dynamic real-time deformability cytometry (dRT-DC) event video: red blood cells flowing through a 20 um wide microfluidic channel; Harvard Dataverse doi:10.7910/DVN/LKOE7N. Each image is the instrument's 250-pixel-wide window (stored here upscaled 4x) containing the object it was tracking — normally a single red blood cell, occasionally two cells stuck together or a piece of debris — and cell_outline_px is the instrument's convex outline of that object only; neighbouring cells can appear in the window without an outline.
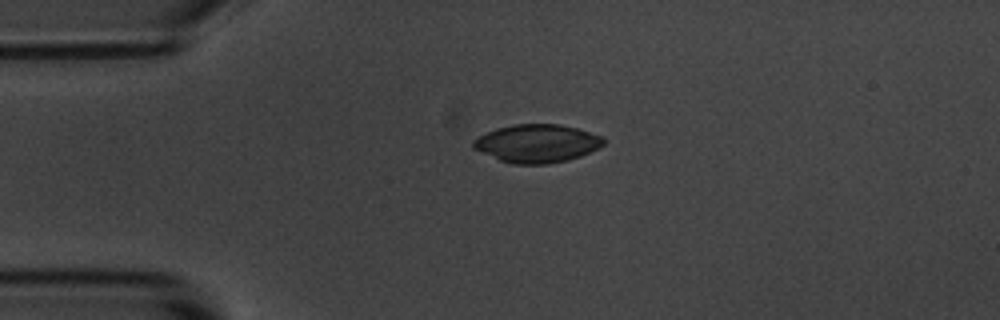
{"species": "common noctule bat (a hibernating species)", "species_latin": "Nyctalus noctula", "temperature_condition": "room temperature", "stored_images_in_passage": 2, "camera_frame_rate_fps": 3000, "um_per_image_px": 0.085, "animal": {"sex": "male", "body_mass_g": 20.1, "forearm_length_mm": 53.5}, "frame": {"image": 1, "passage_image": 2, "time_ms": 2.0, "image_size_px": [1000, 320], "cell_outline_px": [[604, 144], [580, 156], [568, 160], [548, 164], [512, 164], [500, 160], [472, 148], [472, 140], [476, 136], [496, 128], [516, 124], [560, 124], [576, 128], [604, 136]], "centroid_in_image_um": [45.61, 12.19], "position_along_channel_um": 39.4, "area_um2": 29.02}}